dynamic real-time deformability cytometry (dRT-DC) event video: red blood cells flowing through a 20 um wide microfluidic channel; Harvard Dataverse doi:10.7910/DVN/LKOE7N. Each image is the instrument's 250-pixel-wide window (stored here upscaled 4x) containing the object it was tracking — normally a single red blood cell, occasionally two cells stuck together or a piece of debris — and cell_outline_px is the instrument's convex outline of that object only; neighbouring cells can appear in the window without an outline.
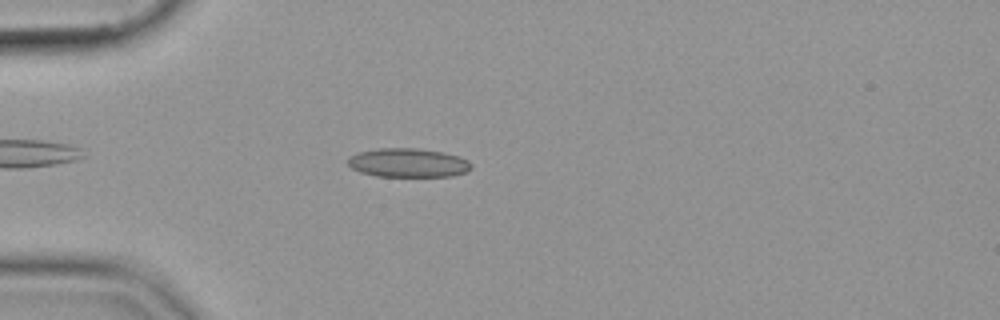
{"species": "common noctule bat (a hibernating species)", "species_latin": "Nyctalus noctula", "temperature_condition": "cold", "stored_images_in_passage": 45, "camera_frame_rate_fps": 3000, "um_per_image_px": 0.085, "animal": {"sex": "female", "body_mass_g": 19.9}, "frame": {"image": 1, "passage_image": 6, "time_ms": 1.667, "image_size_px": [1000, 320], "cell_outline_px": [[472, 168], [468, 172], [452, 176], [376, 176], [360, 172], [352, 168], [348, 164], [348, 160], [352, 156], [360, 152], [380, 148], [416, 148], [444, 152], [468, 160], [472, 164]], "centroid_in_image_um": [34.73, 13.84], "position_along_channel_um": 50.3, "area_um2": 20.69}}
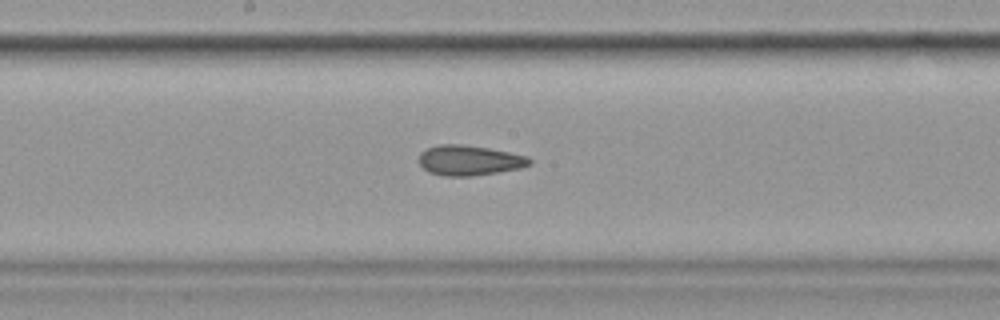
{"frame": {"image": 2, "passage_image": 20, "time_ms": 6.333, "image_size_px": [1000, 320], "cell_outline_px": [[532, 160], [528, 164], [520, 168], [472, 176], [444, 176], [428, 172], [420, 164], [420, 152], [428, 148], [440, 144], [464, 144], [488, 148], [528, 156]], "centroid_in_image_um": [39.87, 13.62], "position_along_channel_um": 208.3, "area_um2": 19.25}}
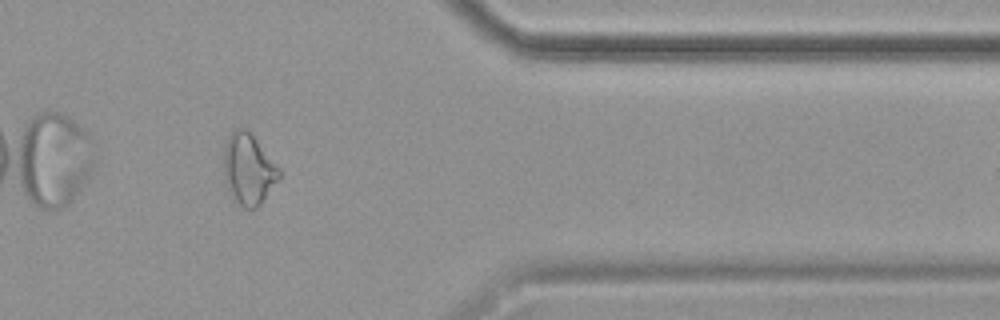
{"frame": {"image": 3, "passage_image": 36, "time_ms": 11.667, "image_size_px": [1000, 320], "cell_outline_px": [[280, 176], [260, 204], [256, 208], [244, 208], [228, 192], [224, 176], [224, 148], [228, 136], [232, 128], [248, 128], [280, 168]], "centroid_in_image_um": [21.1, 14.32], "position_along_channel_um": 390.3, "area_um2": 22.95}}